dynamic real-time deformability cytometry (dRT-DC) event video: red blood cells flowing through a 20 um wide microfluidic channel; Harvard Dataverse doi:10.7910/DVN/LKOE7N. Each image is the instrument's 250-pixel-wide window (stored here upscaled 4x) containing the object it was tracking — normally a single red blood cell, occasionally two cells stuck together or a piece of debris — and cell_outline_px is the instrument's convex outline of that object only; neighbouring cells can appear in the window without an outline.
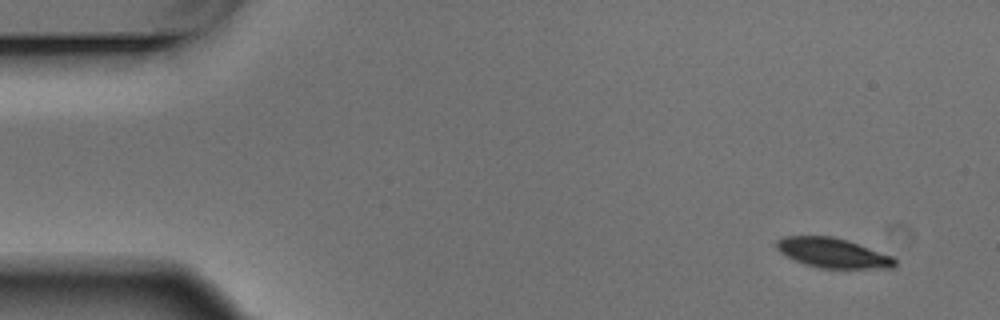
{"species": "Egyptian fruit bat (a non-hibernating species)", "species_latin": "Rousettus aegyptiacus", "temperature_condition": "warm", "stored_images_in_passage": 4, "camera_frame_rate_fps": 3000, "um_per_image_px": 0.085, "animal": {"sex": "male"}, "frame": {"image": 1, "passage_image": 1, "time_ms": 0.0, "image_size_px": [1000, 320], "cell_outline_px": [[896, 264], [892, 268], [820, 268], [804, 264], [780, 252], [776, 248], [776, 240], [784, 236], [832, 236], [848, 240], [892, 256], [896, 260]], "centroid_in_image_um": [70.78, 21.49], "position_along_channel_um": 14.2, "area_um2": 20.4}}
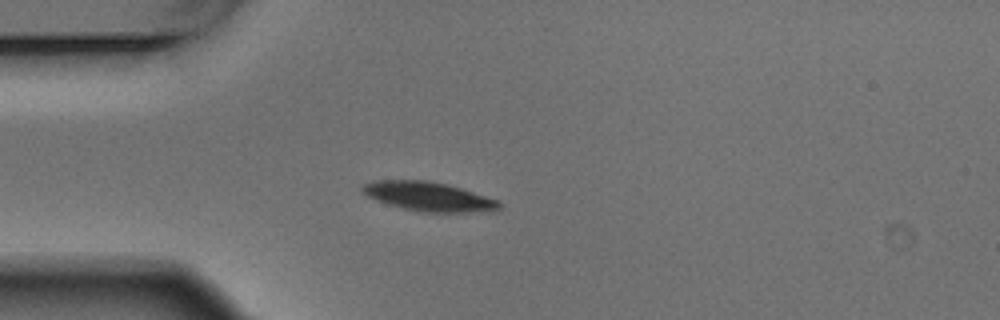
{"frame": {"image": 2, "passage_image": 4, "time_ms": 1.0, "image_size_px": [1000, 320], "cell_outline_px": [[504, 204], [500, 208], [492, 212], [420, 212], [388, 204], [376, 200], [368, 196], [360, 188], [364, 184], [376, 180], [428, 180], [460, 188], [496, 200]], "centroid_in_image_um": [36.45, 16.71], "position_along_channel_um": 48.6, "area_um2": 23.06}}